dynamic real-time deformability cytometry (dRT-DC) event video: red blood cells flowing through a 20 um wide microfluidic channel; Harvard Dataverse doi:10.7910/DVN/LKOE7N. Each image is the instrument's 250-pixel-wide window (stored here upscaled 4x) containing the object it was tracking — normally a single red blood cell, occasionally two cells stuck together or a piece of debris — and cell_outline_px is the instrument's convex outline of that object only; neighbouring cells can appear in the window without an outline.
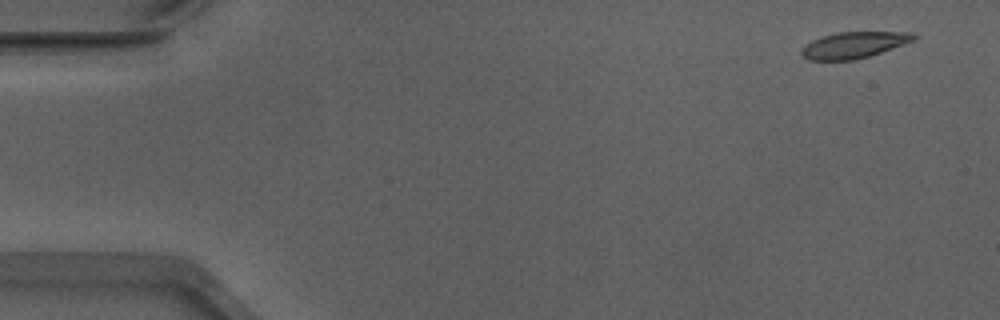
{"species": "Egyptian fruit bat (a non-hibernating species)", "species_latin": "Rousettus aegyptiacus", "temperature_condition": "warm", "stored_images_in_passage": 51, "camera_frame_rate_fps": 3000, "um_per_image_px": 0.085, "animal": {"sex": "male"}, "frame": {"image": 1, "passage_image": 1, "time_ms": 0.0, "image_size_px": [1000, 320], "cell_outline_px": [[916, 36], [912, 40], [880, 52], [868, 56], [852, 60], [808, 60], [800, 52], [800, 48], [812, 40], [836, 32], [908, 32]], "centroid_in_image_um": [72.48, 3.82], "position_along_channel_um": 12.5, "area_um2": 16.76}}
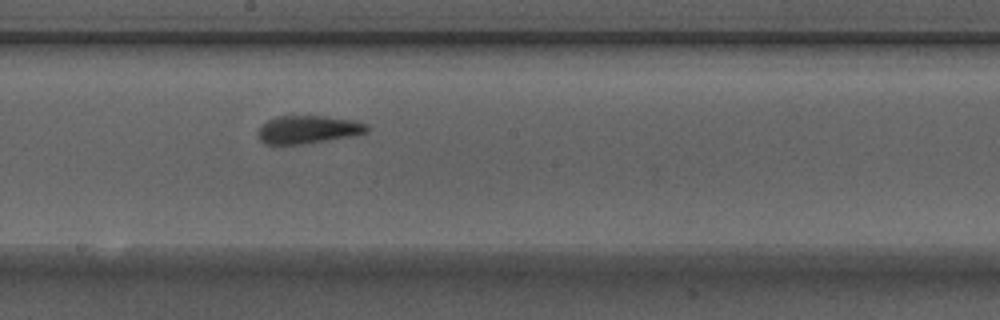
{"frame": {"image": 2, "passage_image": 27, "time_ms": 8.667, "image_size_px": [1000, 320], "cell_outline_px": [[368, 132], [352, 136], [300, 144], [264, 144], [256, 136], [256, 132], [268, 120], [276, 116], [324, 116], [352, 120], [368, 124]], "centroid_in_image_um": [26.16, 11.01], "position_along_channel_um": 222.0, "area_um2": 17.69}}
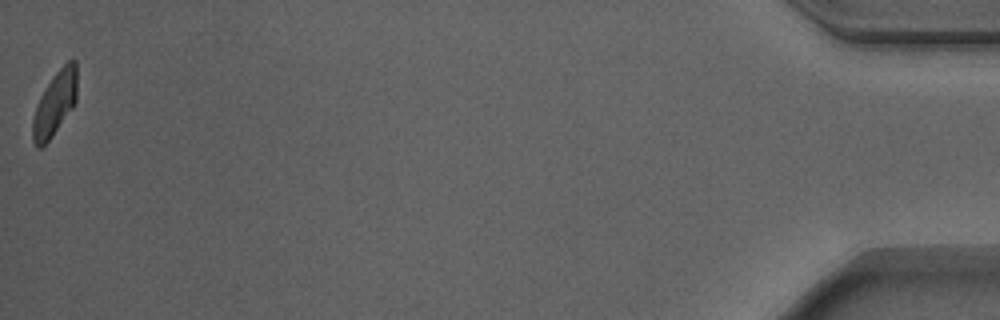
{"frame": {"image": 3, "passage_image": 51, "time_ms": 16.667, "image_size_px": [1000, 320], "cell_outline_px": [[76, 100], [72, 108], [52, 136], [40, 148], [36, 148], [32, 140], [32, 120], [40, 96], [52, 76], [68, 60], [76, 60]], "centroid_in_image_um": [4.65, 8.8], "position_along_channel_um": 430.6, "area_um2": 16.36}, "authors_computed_cell_mechanics": {"area_um2": 17.5134, "velocity_mm_per_s": 3.8763, "shape_relaxation_time_tau1_ms": 3.805, "shape_relaxation_time_tau2_ms": 1.7511, "deformation_change_tau1": 0.1425, "deformation_change_tau2": 0.0841}}